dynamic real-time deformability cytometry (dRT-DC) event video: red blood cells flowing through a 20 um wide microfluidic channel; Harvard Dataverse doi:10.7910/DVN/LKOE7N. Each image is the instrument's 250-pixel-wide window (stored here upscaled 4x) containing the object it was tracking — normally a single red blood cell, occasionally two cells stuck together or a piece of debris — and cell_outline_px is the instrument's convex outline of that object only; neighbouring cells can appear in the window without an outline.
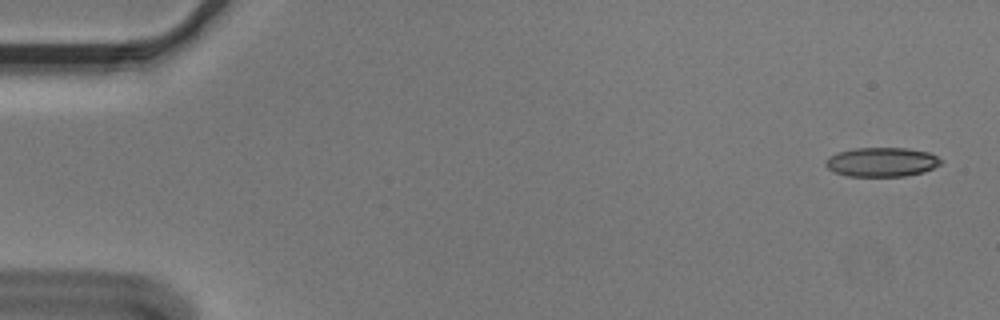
{"species": "Egyptian fruit bat (a non-hibernating species)", "species_latin": "Rousettus aegyptiacus", "temperature_condition": "cold", "stored_images_in_passage": 55, "camera_frame_rate_fps": 3000, "um_per_image_px": 0.085, "animal": {"sex": "male"}, "frame": {"image": 1, "passage_image": 2, "time_ms": 0.333, "image_size_px": [1000, 320], "cell_outline_px": [[944, 160], [940, 164], [924, 172], [904, 176], [848, 176], [836, 172], [828, 168], [824, 164], [828, 156], [836, 152], [852, 148], [908, 148], [928, 152]], "centroid_in_image_um": [74.93, 13.76], "position_along_channel_um": 10.1, "area_um2": 19.71}}
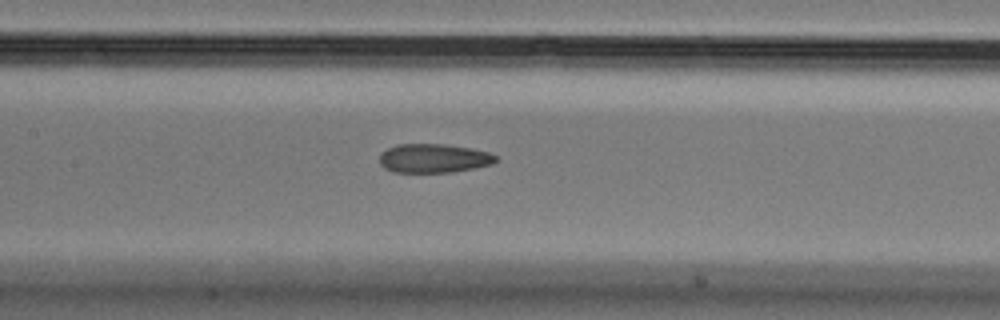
{"frame": {"image": 2, "passage_image": 26, "time_ms": 8.333, "image_size_px": [1000, 320], "cell_outline_px": [[500, 160], [492, 164], [476, 168], [452, 172], [392, 172], [384, 168], [380, 164], [380, 152], [396, 144], [444, 144], [472, 148], [488, 152], [496, 156]], "centroid_in_image_um": [36.87, 13.45], "position_along_channel_um": 170.5, "area_um2": 19.83}}
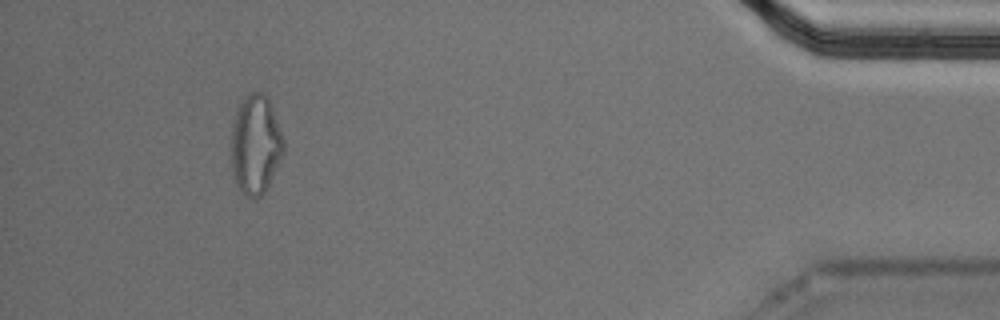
{"frame": {"image": 3, "passage_image": 51, "time_ms": 16.667, "image_size_px": [1000, 320], "cell_outline_px": [[284, 152], [268, 188], [260, 196], [252, 200], [244, 196], [240, 192], [232, 176], [232, 120], [236, 108], [240, 100], [248, 92], [260, 92], [268, 96], [284, 140]], "centroid_in_image_um": [21.71, 12.3], "position_along_channel_um": 413.5, "area_um2": 30.98}, "authors_computed_cell_mechanics": {"area_um2": 20.7502, "velocity_mm_per_s": 3.6278, "shape_relaxation_time_tau1_ms": null, "shape_relaxation_time_tau2_ms": 2.9563, "deformation_change_tau1": null, "deformation_change_tau2": 0.1125}}